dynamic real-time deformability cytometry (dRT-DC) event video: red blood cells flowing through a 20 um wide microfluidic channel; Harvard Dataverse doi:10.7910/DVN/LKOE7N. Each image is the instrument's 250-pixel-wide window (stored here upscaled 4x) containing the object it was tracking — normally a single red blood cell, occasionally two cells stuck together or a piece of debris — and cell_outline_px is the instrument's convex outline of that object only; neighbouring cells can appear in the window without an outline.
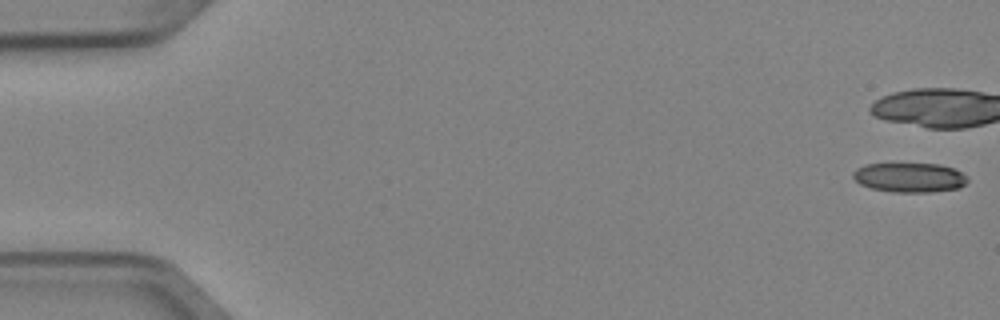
{"species": "Egyptian fruit bat (a non-hibernating species)", "species_latin": "Rousettus aegyptiacus", "temperature_condition": "cold", "stored_images_in_passage": 6, "camera_frame_rate_fps": 3000, "um_per_image_px": 0.085, "animal": {"sex": "female"}, "frame": {"image": 1, "passage_image": 1, "time_ms": 0.0, "image_size_px": [1000, 320], "cell_outline_px": [[968, 180], [960, 188], [928, 192], [896, 192], [872, 188], [860, 184], [852, 176], [852, 172], [856, 168], [864, 164], [940, 164], [952, 168], [960, 172]], "centroid_in_image_um": [77.28, 15.08], "position_along_channel_um": 7.7, "area_um2": 19.48}}